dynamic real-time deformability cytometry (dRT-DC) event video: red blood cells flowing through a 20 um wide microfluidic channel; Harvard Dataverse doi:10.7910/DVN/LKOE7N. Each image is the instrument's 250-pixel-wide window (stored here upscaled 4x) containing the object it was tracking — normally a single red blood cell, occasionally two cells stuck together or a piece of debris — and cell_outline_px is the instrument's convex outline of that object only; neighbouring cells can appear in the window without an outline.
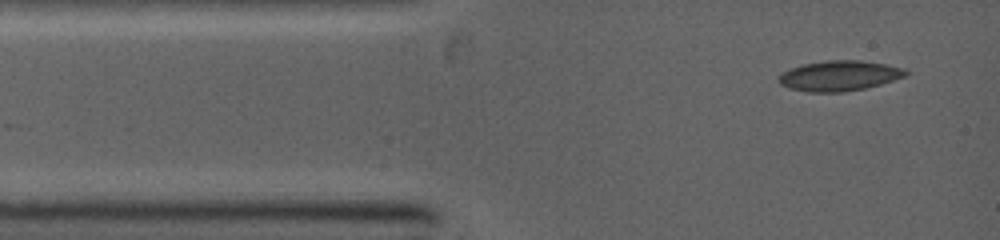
{"species": "common noctule bat (a hibernating species)", "species_latin": "Nyctalus noctula", "temperature_condition": "warm", "stored_images_in_passage": 4, "camera_frame_rate_fps": 5000, "um_per_image_px": 0.085, "animal": {"sex": "female", "body_mass_g": 19.0, "forearm_length_mm": 53.3}, "frame": {"image": 1, "passage_image": 1, "time_ms": 0.0, "image_size_px": [1000, 240], "cell_outline_px": [[912, 72], [908, 76], [880, 84], [864, 88], [844, 92], [808, 92], [788, 88], [780, 84], [776, 80], [784, 72], [792, 68], [804, 64], [824, 60], [860, 60], [884, 64], [904, 68]], "centroid_in_image_um": [71.38, 6.44], "position_along_channel_um": 13.6, "area_um2": 22.48}}
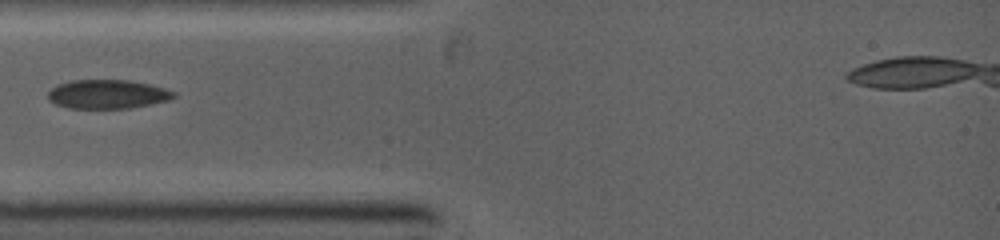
{"frame": {"image": 2, "passage_image": 4, "time_ms": 2.2, "image_size_px": [1000, 240], "cell_outline_px": [[176, 96], [168, 100], [128, 108], [68, 108], [56, 104], [48, 100], [48, 92], [56, 84], [72, 80], [128, 80], [148, 84], [164, 88], [176, 92]], "centroid_in_image_um": [9.1, 8.0], "position_along_channel_um": 75.9, "area_um2": 21.1}}